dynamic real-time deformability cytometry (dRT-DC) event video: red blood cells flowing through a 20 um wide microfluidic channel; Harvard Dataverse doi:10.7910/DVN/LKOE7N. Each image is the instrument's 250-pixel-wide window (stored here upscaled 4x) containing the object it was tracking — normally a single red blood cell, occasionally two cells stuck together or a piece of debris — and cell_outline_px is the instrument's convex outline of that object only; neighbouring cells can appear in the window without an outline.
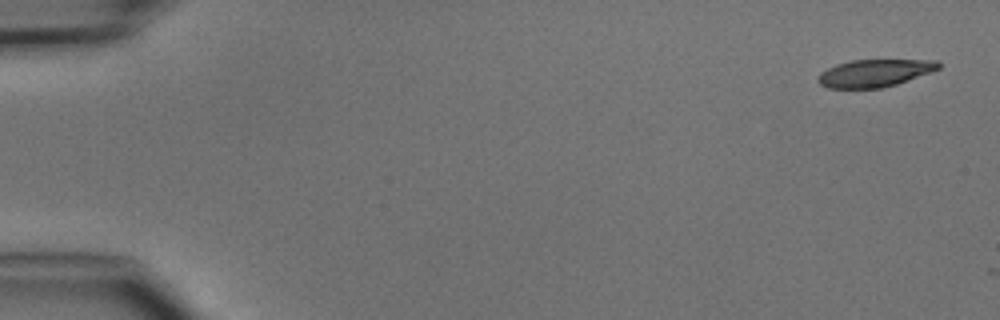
{"species": "common noctule bat (a hibernating species)", "species_latin": "Nyctalus noctula", "temperature_condition": "cold", "stored_images_in_passage": 4, "camera_frame_rate_fps": 3000, "um_per_image_px": 0.085, "animal": {"sex": "male", "body_mass_g": 15.6}, "frame": {"image": 1, "passage_image": 1, "time_ms": 0.0, "image_size_px": [1000, 320], "cell_outline_px": [[940, 68], [932, 72], [896, 84], [880, 88], [828, 88], [820, 84], [816, 80], [816, 76], [820, 72], [836, 64], [852, 60], [936, 60], [940, 64]], "centroid_in_image_um": [74.31, 6.21], "position_along_channel_um": 10.7, "area_um2": 19.31}}
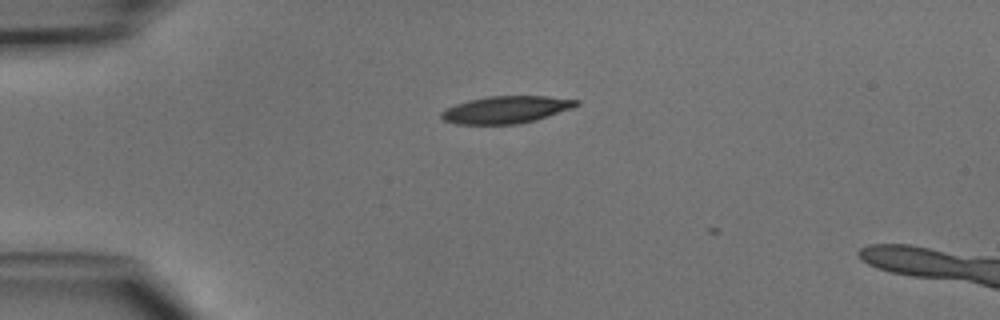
{"frame": {"image": 2, "passage_image": 3, "time_ms": 3.333, "image_size_px": [1000, 320], "cell_outline_px": [[580, 104], [572, 108], [536, 120], [520, 124], [456, 124], [444, 120], [440, 116], [440, 112], [456, 104], [468, 100], [488, 96], [548, 96], [580, 100]], "centroid_in_image_um": [43.03, 9.32], "position_along_channel_um": 42.0, "area_um2": 21.44}}